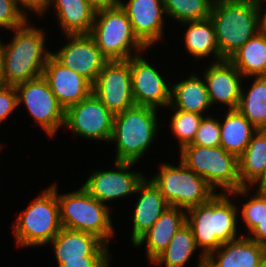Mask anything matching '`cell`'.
<instances>
[{
  "instance_id": "1",
  "label": "cell",
  "mask_w": 266,
  "mask_h": 267,
  "mask_svg": "<svg viewBox=\"0 0 266 267\" xmlns=\"http://www.w3.org/2000/svg\"><path fill=\"white\" fill-rule=\"evenodd\" d=\"M28 22L12 30L14 35L9 43L0 40L6 86H17L42 76L45 64L52 55L45 47L46 33Z\"/></svg>"
},
{
  "instance_id": "2",
  "label": "cell",
  "mask_w": 266,
  "mask_h": 267,
  "mask_svg": "<svg viewBox=\"0 0 266 267\" xmlns=\"http://www.w3.org/2000/svg\"><path fill=\"white\" fill-rule=\"evenodd\" d=\"M228 196V193H216L207 203L186 210V223L192 228L196 245L202 248L200 252L205 257L242 235L237 234L240 207Z\"/></svg>"
},
{
  "instance_id": "3",
  "label": "cell",
  "mask_w": 266,
  "mask_h": 267,
  "mask_svg": "<svg viewBox=\"0 0 266 267\" xmlns=\"http://www.w3.org/2000/svg\"><path fill=\"white\" fill-rule=\"evenodd\" d=\"M258 13L256 0L213 1L210 18L223 60H229L260 31Z\"/></svg>"
},
{
  "instance_id": "4",
  "label": "cell",
  "mask_w": 266,
  "mask_h": 267,
  "mask_svg": "<svg viewBox=\"0 0 266 267\" xmlns=\"http://www.w3.org/2000/svg\"><path fill=\"white\" fill-rule=\"evenodd\" d=\"M180 160L197 175L206 180L216 192L233 197L250 195L251 187H242L239 178L238 157L223 147H202L189 144L179 150Z\"/></svg>"
},
{
  "instance_id": "5",
  "label": "cell",
  "mask_w": 266,
  "mask_h": 267,
  "mask_svg": "<svg viewBox=\"0 0 266 267\" xmlns=\"http://www.w3.org/2000/svg\"><path fill=\"white\" fill-rule=\"evenodd\" d=\"M159 110L135 105L115 114L110 143H116L114 161L137 163L157 138ZM154 140V141H153Z\"/></svg>"
},
{
  "instance_id": "6",
  "label": "cell",
  "mask_w": 266,
  "mask_h": 267,
  "mask_svg": "<svg viewBox=\"0 0 266 267\" xmlns=\"http://www.w3.org/2000/svg\"><path fill=\"white\" fill-rule=\"evenodd\" d=\"M90 35L109 61L128 60L148 50L134 34L126 12L118 3L97 8Z\"/></svg>"
},
{
  "instance_id": "7",
  "label": "cell",
  "mask_w": 266,
  "mask_h": 267,
  "mask_svg": "<svg viewBox=\"0 0 266 267\" xmlns=\"http://www.w3.org/2000/svg\"><path fill=\"white\" fill-rule=\"evenodd\" d=\"M56 184L42 190L25 211L17 216L13 231L19 248L48 245L60 232L62 224Z\"/></svg>"
},
{
  "instance_id": "8",
  "label": "cell",
  "mask_w": 266,
  "mask_h": 267,
  "mask_svg": "<svg viewBox=\"0 0 266 267\" xmlns=\"http://www.w3.org/2000/svg\"><path fill=\"white\" fill-rule=\"evenodd\" d=\"M62 228L82 231L108 245L114 236L111 208L92 197L82 186L79 190L58 195Z\"/></svg>"
},
{
  "instance_id": "9",
  "label": "cell",
  "mask_w": 266,
  "mask_h": 267,
  "mask_svg": "<svg viewBox=\"0 0 266 267\" xmlns=\"http://www.w3.org/2000/svg\"><path fill=\"white\" fill-rule=\"evenodd\" d=\"M179 165L161 163L150 178L169 206L185 210L207 203L216 193L206 180L189 169L181 160Z\"/></svg>"
},
{
  "instance_id": "10",
  "label": "cell",
  "mask_w": 266,
  "mask_h": 267,
  "mask_svg": "<svg viewBox=\"0 0 266 267\" xmlns=\"http://www.w3.org/2000/svg\"><path fill=\"white\" fill-rule=\"evenodd\" d=\"M18 106L23 103L45 134L53 137L65 123V109L59 104L47 80L37 77L15 86Z\"/></svg>"
},
{
  "instance_id": "11",
  "label": "cell",
  "mask_w": 266,
  "mask_h": 267,
  "mask_svg": "<svg viewBox=\"0 0 266 267\" xmlns=\"http://www.w3.org/2000/svg\"><path fill=\"white\" fill-rule=\"evenodd\" d=\"M114 115L92 92L65 110L64 127L83 139L109 142Z\"/></svg>"
},
{
  "instance_id": "12",
  "label": "cell",
  "mask_w": 266,
  "mask_h": 267,
  "mask_svg": "<svg viewBox=\"0 0 266 267\" xmlns=\"http://www.w3.org/2000/svg\"><path fill=\"white\" fill-rule=\"evenodd\" d=\"M92 92L113 115L135 106L130 59L108 61L92 85Z\"/></svg>"
},
{
  "instance_id": "13",
  "label": "cell",
  "mask_w": 266,
  "mask_h": 267,
  "mask_svg": "<svg viewBox=\"0 0 266 267\" xmlns=\"http://www.w3.org/2000/svg\"><path fill=\"white\" fill-rule=\"evenodd\" d=\"M114 164L116 170H94L82 185L92 197L105 205L112 200L134 195L146 178L140 171L133 172L132 167L137 163L114 161Z\"/></svg>"
},
{
  "instance_id": "14",
  "label": "cell",
  "mask_w": 266,
  "mask_h": 267,
  "mask_svg": "<svg viewBox=\"0 0 266 267\" xmlns=\"http://www.w3.org/2000/svg\"><path fill=\"white\" fill-rule=\"evenodd\" d=\"M65 36L68 43L60 50L54 51L52 56L64 67L78 72L93 85L109 60L101 53L90 34Z\"/></svg>"
},
{
  "instance_id": "15",
  "label": "cell",
  "mask_w": 266,
  "mask_h": 267,
  "mask_svg": "<svg viewBox=\"0 0 266 267\" xmlns=\"http://www.w3.org/2000/svg\"><path fill=\"white\" fill-rule=\"evenodd\" d=\"M132 92L135 104L161 109L170 105L171 87L141 53L130 58Z\"/></svg>"
},
{
  "instance_id": "16",
  "label": "cell",
  "mask_w": 266,
  "mask_h": 267,
  "mask_svg": "<svg viewBox=\"0 0 266 267\" xmlns=\"http://www.w3.org/2000/svg\"><path fill=\"white\" fill-rule=\"evenodd\" d=\"M117 3L126 12L134 34L147 48L163 39L166 16L163 0H120Z\"/></svg>"
},
{
  "instance_id": "17",
  "label": "cell",
  "mask_w": 266,
  "mask_h": 267,
  "mask_svg": "<svg viewBox=\"0 0 266 267\" xmlns=\"http://www.w3.org/2000/svg\"><path fill=\"white\" fill-rule=\"evenodd\" d=\"M42 76L65 110L92 93V84L87 79L78 72L64 67L52 55L45 64Z\"/></svg>"
},
{
  "instance_id": "18",
  "label": "cell",
  "mask_w": 266,
  "mask_h": 267,
  "mask_svg": "<svg viewBox=\"0 0 266 267\" xmlns=\"http://www.w3.org/2000/svg\"><path fill=\"white\" fill-rule=\"evenodd\" d=\"M210 65L205 67L202 77L211 105L220 102L229 110H236L240 101L244 77L229 60H222Z\"/></svg>"
},
{
  "instance_id": "19",
  "label": "cell",
  "mask_w": 266,
  "mask_h": 267,
  "mask_svg": "<svg viewBox=\"0 0 266 267\" xmlns=\"http://www.w3.org/2000/svg\"><path fill=\"white\" fill-rule=\"evenodd\" d=\"M266 247L246 235L225 244L206 257L209 267H263Z\"/></svg>"
},
{
  "instance_id": "20",
  "label": "cell",
  "mask_w": 266,
  "mask_h": 267,
  "mask_svg": "<svg viewBox=\"0 0 266 267\" xmlns=\"http://www.w3.org/2000/svg\"><path fill=\"white\" fill-rule=\"evenodd\" d=\"M52 245L58 267L65 260L83 259V256H109V246L96 236L82 231L61 228L49 242Z\"/></svg>"
},
{
  "instance_id": "21",
  "label": "cell",
  "mask_w": 266,
  "mask_h": 267,
  "mask_svg": "<svg viewBox=\"0 0 266 267\" xmlns=\"http://www.w3.org/2000/svg\"><path fill=\"white\" fill-rule=\"evenodd\" d=\"M186 224V210L168 206L156 222L133 246L141 247L146 243V257L150 264L163 253L175 233Z\"/></svg>"
},
{
  "instance_id": "22",
  "label": "cell",
  "mask_w": 266,
  "mask_h": 267,
  "mask_svg": "<svg viewBox=\"0 0 266 267\" xmlns=\"http://www.w3.org/2000/svg\"><path fill=\"white\" fill-rule=\"evenodd\" d=\"M139 194L134 205L131 242L132 245L156 222L169 206L160 190L147 177L138 186Z\"/></svg>"
},
{
  "instance_id": "23",
  "label": "cell",
  "mask_w": 266,
  "mask_h": 267,
  "mask_svg": "<svg viewBox=\"0 0 266 267\" xmlns=\"http://www.w3.org/2000/svg\"><path fill=\"white\" fill-rule=\"evenodd\" d=\"M53 5L56 19L64 35L90 34L97 7L88 0H48L43 16Z\"/></svg>"
},
{
  "instance_id": "24",
  "label": "cell",
  "mask_w": 266,
  "mask_h": 267,
  "mask_svg": "<svg viewBox=\"0 0 266 267\" xmlns=\"http://www.w3.org/2000/svg\"><path fill=\"white\" fill-rule=\"evenodd\" d=\"M187 79L171 85L170 105L185 112L205 115L204 112L211 108L209 94L204 78L195 73L189 74ZM203 79V80H202Z\"/></svg>"
},
{
  "instance_id": "25",
  "label": "cell",
  "mask_w": 266,
  "mask_h": 267,
  "mask_svg": "<svg viewBox=\"0 0 266 267\" xmlns=\"http://www.w3.org/2000/svg\"><path fill=\"white\" fill-rule=\"evenodd\" d=\"M180 24L188 27L184 36L185 48L195 61L208 58L210 55L214 59L210 63L223 60L216 41L215 27L210 17Z\"/></svg>"
},
{
  "instance_id": "26",
  "label": "cell",
  "mask_w": 266,
  "mask_h": 267,
  "mask_svg": "<svg viewBox=\"0 0 266 267\" xmlns=\"http://www.w3.org/2000/svg\"><path fill=\"white\" fill-rule=\"evenodd\" d=\"M220 146L239 157L247 148L253 134L258 130L237 109L228 110L223 121H219Z\"/></svg>"
},
{
  "instance_id": "27",
  "label": "cell",
  "mask_w": 266,
  "mask_h": 267,
  "mask_svg": "<svg viewBox=\"0 0 266 267\" xmlns=\"http://www.w3.org/2000/svg\"><path fill=\"white\" fill-rule=\"evenodd\" d=\"M229 61L245 79L266 76V33L259 31Z\"/></svg>"
},
{
  "instance_id": "28",
  "label": "cell",
  "mask_w": 266,
  "mask_h": 267,
  "mask_svg": "<svg viewBox=\"0 0 266 267\" xmlns=\"http://www.w3.org/2000/svg\"><path fill=\"white\" fill-rule=\"evenodd\" d=\"M242 187H251L263 174L266 165V130H257L245 151L238 157Z\"/></svg>"
},
{
  "instance_id": "29",
  "label": "cell",
  "mask_w": 266,
  "mask_h": 267,
  "mask_svg": "<svg viewBox=\"0 0 266 267\" xmlns=\"http://www.w3.org/2000/svg\"><path fill=\"white\" fill-rule=\"evenodd\" d=\"M248 91L241 90L237 110L258 130H266V76H254Z\"/></svg>"
},
{
  "instance_id": "30",
  "label": "cell",
  "mask_w": 266,
  "mask_h": 267,
  "mask_svg": "<svg viewBox=\"0 0 266 267\" xmlns=\"http://www.w3.org/2000/svg\"><path fill=\"white\" fill-rule=\"evenodd\" d=\"M197 249L192 228L186 223L175 233L166 250L151 264L159 267H184Z\"/></svg>"
},
{
  "instance_id": "31",
  "label": "cell",
  "mask_w": 266,
  "mask_h": 267,
  "mask_svg": "<svg viewBox=\"0 0 266 267\" xmlns=\"http://www.w3.org/2000/svg\"><path fill=\"white\" fill-rule=\"evenodd\" d=\"M214 0H163L167 18L179 23L210 17Z\"/></svg>"
},
{
  "instance_id": "32",
  "label": "cell",
  "mask_w": 266,
  "mask_h": 267,
  "mask_svg": "<svg viewBox=\"0 0 266 267\" xmlns=\"http://www.w3.org/2000/svg\"><path fill=\"white\" fill-rule=\"evenodd\" d=\"M168 107L173 112L175 111L171 115L169 127L172 129L171 133L178 139L179 149L181 150L183 147L192 144L204 115L175 109L171 105Z\"/></svg>"
},
{
  "instance_id": "33",
  "label": "cell",
  "mask_w": 266,
  "mask_h": 267,
  "mask_svg": "<svg viewBox=\"0 0 266 267\" xmlns=\"http://www.w3.org/2000/svg\"><path fill=\"white\" fill-rule=\"evenodd\" d=\"M249 201L241 207V218L248 232H251L266 217V190L255 191Z\"/></svg>"
},
{
  "instance_id": "34",
  "label": "cell",
  "mask_w": 266,
  "mask_h": 267,
  "mask_svg": "<svg viewBox=\"0 0 266 267\" xmlns=\"http://www.w3.org/2000/svg\"><path fill=\"white\" fill-rule=\"evenodd\" d=\"M220 119L212 117L211 114L203 116L196 136L192 144L202 147H218L220 146Z\"/></svg>"
},
{
  "instance_id": "35",
  "label": "cell",
  "mask_w": 266,
  "mask_h": 267,
  "mask_svg": "<svg viewBox=\"0 0 266 267\" xmlns=\"http://www.w3.org/2000/svg\"><path fill=\"white\" fill-rule=\"evenodd\" d=\"M27 13L15 0H0V28L13 30L28 20Z\"/></svg>"
},
{
  "instance_id": "36",
  "label": "cell",
  "mask_w": 266,
  "mask_h": 267,
  "mask_svg": "<svg viewBox=\"0 0 266 267\" xmlns=\"http://www.w3.org/2000/svg\"><path fill=\"white\" fill-rule=\"evenodd\" d=\"M18 95L15 86H5L0 89V124L7 120L18 108Z\"/></svg>"
},
{
  "instance_id": "37",
  "label": "cell",
  "mask_w": 266,
  "mask_h": 267,
  "mask_svg": "<svg viewBox=\"0 0 266 267\" xmlns=\"http://www.w3.org/2000/svg\"><path fill=\"white\" fill-rule=\"evenodd\" d=\"M110 256H83V259L65 260L59 267H110Z\"/></svg>"
},
{
  "instance_id": "38",
  "label": "cell",
  "mask_w": 266,
  "mask_h": 267,
  "mask_svg": "<svg viewBox=\"0 0 266 267\" xmlns=\"http://www.w3.org/2000/svg\"><path fill=\"white\" fill-rule=\"evenodd\" d=\"M24 10L36 13L38 16L44 11L48 0H15Z\"/></svg>"
},
{
  "instance_id": "39",
  "label": "cell",
  "mask_w": 266,
  "mask_h": 267,
  "mask_svg": "<svg viewBox=\"0 0 266 267\" xmlns=\"http://www.w3.org/2000/svg\"><path fill=\"white\" fill-rule=\"evenodd\" d=\"M246 236L250 240L266 247V217Z\"/></svg>"
},
{
  "instance_id": "40",
  "label": "cell",
  "mask_w": 266,
  "mask_h": 267,
  "mask_svg": "<svg viewBox=\"0 0 266 267\" xmlns=\"http://www.w3.org/2000/svg\"><path fill=\"white\" fill-rule=\"evenodd\" d=\"M264 1L266 0H256V4H257V8H258V15H259V29L260 32L262 33H266V9H262V7L264 6L263 3H265ZM264 13H261V12Z\"/></svg>"
},
{
  "instance_id": "41",
  "label": "cell",
  "mask_w": 266,
  "mask_h": 267,
  "mask_svg": "<svg viewBox=\"0 0 266 267\" xmlns=\"http://www.w3.org/2000/svg\"><path fill=\"white\" fill-rule=\"evenodd\" d=\"M255 185L258 187L259 190H266V165L262 176L251 186V188Z\"/></svg>"
},
{
  "instance_id": "42",
  "label": "cell",
  "mask_w": 266,
  "mask_h": 267,
  "mask_svg": "<svg viewBox=\"0 0 266 267\" xmlns=\"http://www.w3.org/2000/svg\"><path fill=\"white\" fill-rule=\"evenodd\" d=\"M88 1L97 8L109 6L115 3L113 0H88Z\"/></svg>"
},
{
  "instance_id": "43",
  "label": "cell",
  "mask_w": 266,
  "mask_h": 267,
  "mask_svg": "<svg viewBox=\"0 0 266 267\" xmlns=\"http://www.w3.org/2000/svg\"><path fill=\"white\" fill-rule=\"evenodd\" d=\"M6 84L3 79V69H2V55H1V49H0V89L5 87Z\"/></svg>"
},
{
  "instance_id": "44",
  "label": "cell",
  "mask_w": 266,
  "mask_h": 267,
  "mask_svg": "<svg viewBox=\"0 0 266 267\" xmlns=\"http://www.w3.org/2000/svg\"><path fill=\"white\" fill-rule=\"evenodd\" d=\"M199 255L200 257L198 259L199 261L197 263V267H209V265L206 263V257L202 253Z\"/></svg>"
}]
</instances>
